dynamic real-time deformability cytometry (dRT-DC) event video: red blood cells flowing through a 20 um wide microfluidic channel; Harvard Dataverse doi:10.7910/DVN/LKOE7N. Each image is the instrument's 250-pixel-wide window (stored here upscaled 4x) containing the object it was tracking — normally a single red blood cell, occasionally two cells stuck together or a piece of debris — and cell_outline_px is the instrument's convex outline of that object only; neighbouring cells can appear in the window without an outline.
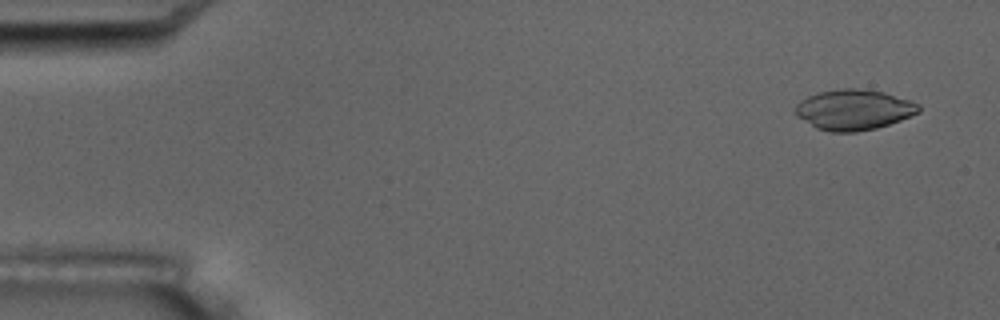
{"species": "common noctule bat (a hibernating species)", "species_latin": "Nyctalus noctula", "temperature_condition": "room temperature", "stored_images_in_passage": 5, "camera_frame_rate_fps": 3000, "um_per_image_px": 0.085, "animal": {"sex": "male", "body_mass_g": 17.5, "forearm_length_mm": 52.3}, "frame": {"image": 1, "passage_image": 1, "time_ms": 0.0, "image_size_px": [1000, 320], "cell_outline_px": [[920, 112], [900, 120], [876, 128], [856, 132], [832, 132], [816, 128], [796, 116], [792, 112], [792, 108], [800, 100], [808, 96], [820, 92], [844, 88], [856, 88], [884, 92], [912, 100], [920, 104]], "centroid_in_image_um": [72.55, 9.32], "position_along_channel_um": 12.5, "area_um2": 29.3}}